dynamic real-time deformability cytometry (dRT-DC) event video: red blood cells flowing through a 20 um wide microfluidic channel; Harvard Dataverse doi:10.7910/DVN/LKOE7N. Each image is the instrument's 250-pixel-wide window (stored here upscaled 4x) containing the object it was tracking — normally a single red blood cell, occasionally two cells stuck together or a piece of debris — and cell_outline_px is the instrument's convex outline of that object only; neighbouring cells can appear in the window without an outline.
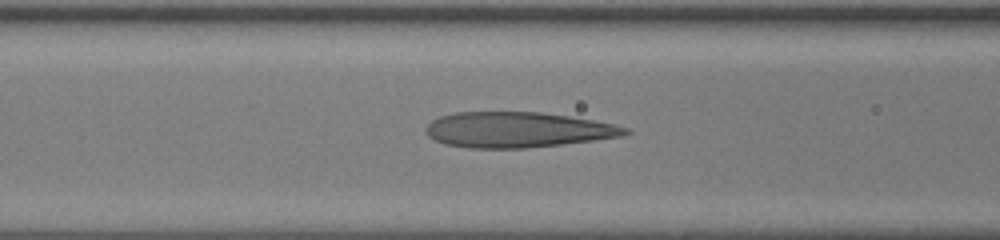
{"species": "human", "species_latin": "Homo sapiens", "temperature_condition": "room temperature", "stored_images_in_passage": 46, "camera_frame_rate_fps": 3000, "um_per_image_px": 0.085, "donor": {"sex": "female"}, "frame": {"image": 1, "passage_image": 26, "time_ms": 8.333, "image_size_px": [1000, 240], "cell_outline_px": [[632, 132], [620, 136], [592, 140], [528, 148], [468, 148], [444, 144], [428, 136], [428, 124], [432, 120], [440, 116], [456, 112], [540, 112], [568, 116], [616, 124], [628, 128]], "centroid_in_image_um": [43.99, 11.03], "position_along_channel_um": 122.6, "area_um2": 40.92}}
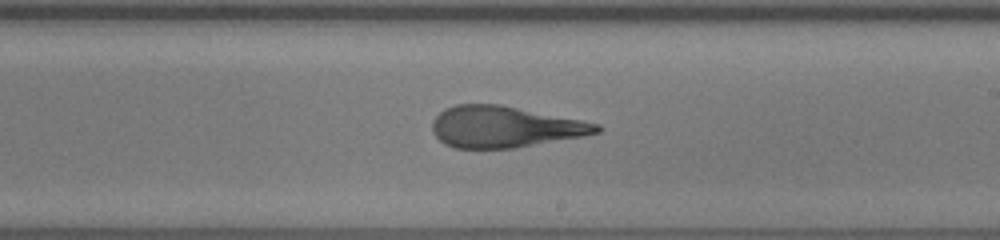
{"frame": {"image": 2, "passage_image": 35, "time_ms": 11.333, "image_size_px": [1000, 240], "cell_outline_px": [[604, 128], [600, 132], [584, 136], [516, 148], [456, 148], [444, 144], [432, 132], [432, 120], [444, 108], [456, 104], [500, 104], [600, 124]], "centroid_in_image_um": [42.89, 10.78], "position_along_channel_um": 246.1, "area_um2": 39.65}}
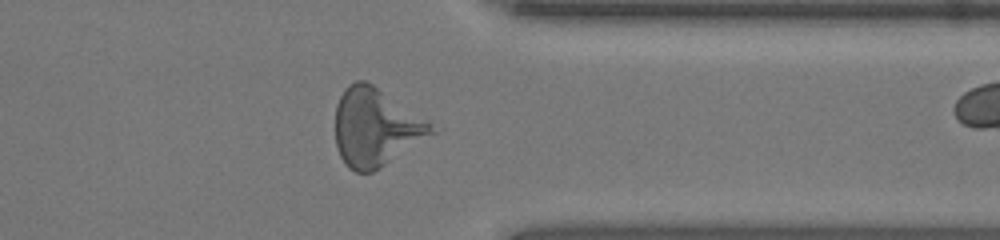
{"frame": {"image": 3, "passage_image": 45, "time_ms": 14.667, "image_size_px": [1000, 240], "cell_outline_px": [[440, 132], [372, 172], [356, 172], [348, 168], [340, 156], [336, 144], [336, 104], [344, 88], [348, 84], [356, 80], [364, 80], [372, 84], [428, 120]], "centroid_in_image_um": [31.96, 10.83], "position_along_channel_um": 379.4, "area_um2": 43.75}}